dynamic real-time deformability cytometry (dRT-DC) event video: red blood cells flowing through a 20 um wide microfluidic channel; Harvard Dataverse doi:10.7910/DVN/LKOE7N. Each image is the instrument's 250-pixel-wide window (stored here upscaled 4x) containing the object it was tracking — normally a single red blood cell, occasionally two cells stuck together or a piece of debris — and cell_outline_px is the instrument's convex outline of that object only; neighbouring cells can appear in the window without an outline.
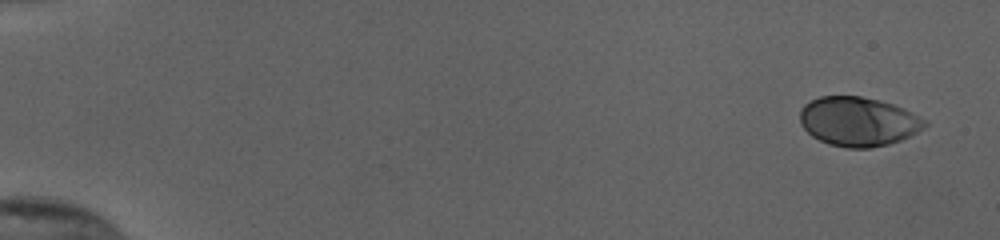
{"species": "human", "species_latin": "Homo sapiens", "temperature_condition": "cold", "stored_images_in_passage": 53, "camera_frame_rate_fps": 3000, "um_per_image_px": 0.085, "donor": {"sex": "female"}, "frame": {"image": 1, "passage_image": 1, "time_ms": 0.0, "image_size_px": [1000, 240], "cell_outline_px": [[928, 124], [924, 128], [900, 140], [888, 144], [868, 148], [848, 148], [828, 144], [812, 136], [800, 124], [800, 108], [804, 104], [820, 96], [860, 96], [880, 100], [904, 108], [928, 120]], "centroid_in_image_um": [72.95, 10.32], "position_along_channel_um": 12.0, "area_um2": 35.89}}
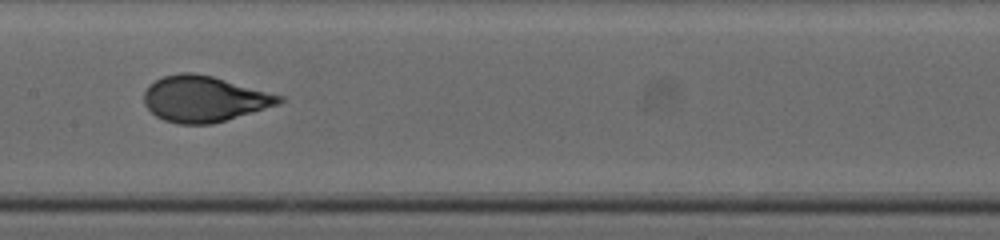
{"frame": {"image": 2, "passage_image": 28, "time_ms": 9.0, "image_size_px": [1000, 240], "cell_outline_px": [[284, 100], [280, 104], [212, 124], [176, 124], [164, 120], [156, 116], [144, 104], [144, 92], [156, 80], [164, 76], [184, 72], [192, 72], [212, 76], [284, 96]], "centroid_in_image_um": [17.37, 8.41], "position_along_channel_um": 190.0, "area_um2": 35.89}}
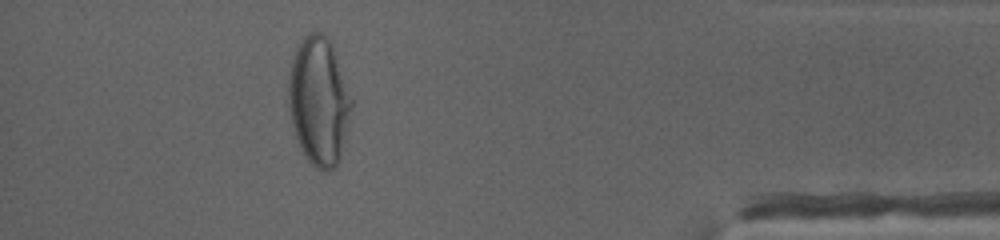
{"frame": {"image": 3, "passage_image": 48, "time_ms": 15.667, "image_size_px": [1000, 240], "cell_outline_px": [[352, 108], [340, 160], [336, 168], [328, 172], [324, 172], [316, 168], [304, 156], [296, 136], [292, 124], [288, 108], [288, 80], [292, 60], [296, 48], [304, 36], [308, 32], [324, 32], [328, 36], [332, 44], [352, 96]], "centroid_in_image_um": [27.11, 8.6], "position_along_channel_um": 408.1, "area_um2": 47.63}, "authors_computed_cell_mechanics": {"area_um2": 35.8938, "velocity_mm_per_s": 3.841, "shape_relaxation_time_tau1_ms": 5.6076, "shape_relaxation_time_tau2_ms": null, "deformation_change_tau1": 0.217, "deformation_change_tau2": null}}